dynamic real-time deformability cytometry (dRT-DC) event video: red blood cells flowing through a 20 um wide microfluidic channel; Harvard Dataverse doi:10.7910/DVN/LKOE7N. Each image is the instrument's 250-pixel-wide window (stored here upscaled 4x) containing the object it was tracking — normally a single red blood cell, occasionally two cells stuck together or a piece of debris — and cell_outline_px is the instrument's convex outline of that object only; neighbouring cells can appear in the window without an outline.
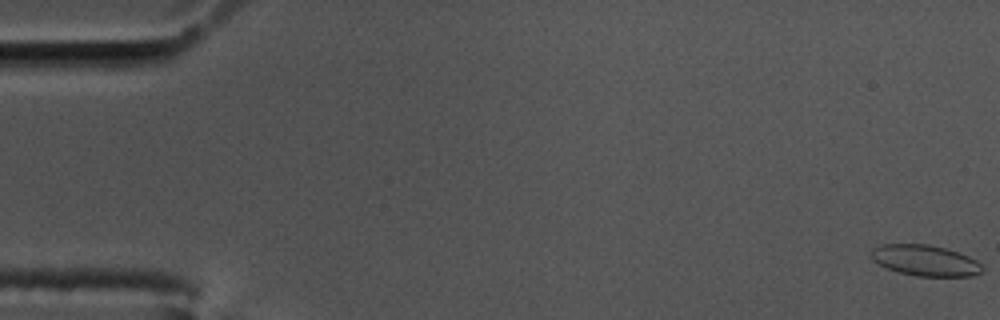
{"species": "common noctule bat (a hibernating species)", "species_latin": "Nyctalus noctula", "temperature_condition": "cold", "stored_images_in_passage": 59, "camera_frame_rate_fps": 3000, "um_per_image_px": 0.085, "animal": {"sex": "male", "body_mass_g": 17.5, "forearm_length_mm": 52.3}, "frame": {"image": 1, "passage_image": 1, "time_ms": 0.0, "image_size_px": [1000, 320], "cell_outline_px": [[984, 268], [980, 272], [972, 276], [916, 276], [900, 272], [888, 268], [872, 260], [872, 248], [884, 244], [928, 244], [944, 248], [968, 256], [976, 260]], "centroid_in_image_um": [78.64, 22.14], "position_along_channel_um": 6.4, "area_um2": 19.71}}
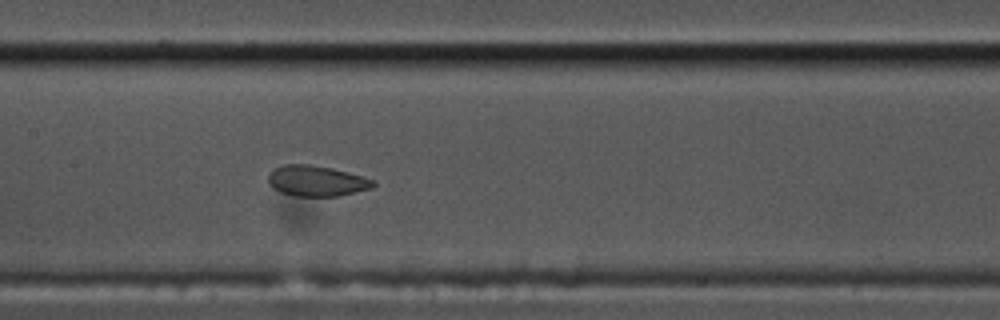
{"frame": {"image": 2, "passage_image": 29, "time_ms": 9.333, "image_size_px": [1000, 320], "cell_outline_px": [[376, 184], [372, 188], [340, 196], [292, 196], [280, 192], [272, 188], [268, 184], [268, 172], [272, 168], [284, 164], [312, 164], [332, 168], [376, 180]], "centroid_in_image_um": [26.87, 15.37], "position_along_channel_um": 180.5, "area_um2": 19.13}}
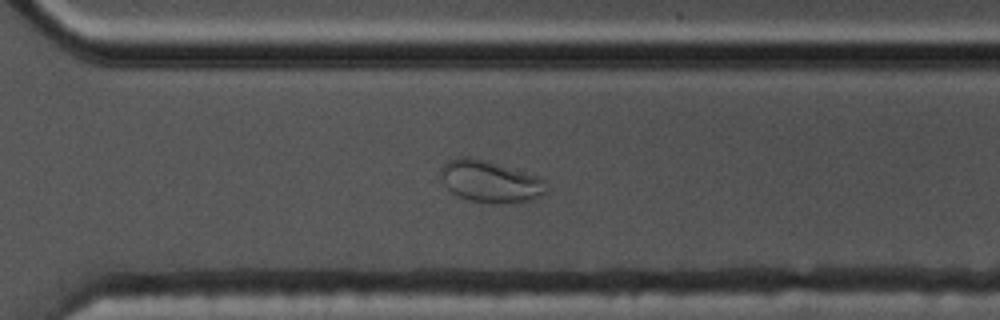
{"frame": {"image": 3, "passage_image": 42, "time_ms": 13.667, "image_size_px": [1000, 320], "cell_outline_px": [[548, 192], [536, 200], [496, 204], [492, 204], [468, 200], [456, 196], [444, 184], [440, 176], [440, 168], [448, 160], [460, 156], [472, 156], [488, 160], [536, 176], [544, 180], [548, 188]], "centroid_in_image_um": [41.66, 15.43], "position_along_channel_um": 328.9, "area_um2": 26.3}}